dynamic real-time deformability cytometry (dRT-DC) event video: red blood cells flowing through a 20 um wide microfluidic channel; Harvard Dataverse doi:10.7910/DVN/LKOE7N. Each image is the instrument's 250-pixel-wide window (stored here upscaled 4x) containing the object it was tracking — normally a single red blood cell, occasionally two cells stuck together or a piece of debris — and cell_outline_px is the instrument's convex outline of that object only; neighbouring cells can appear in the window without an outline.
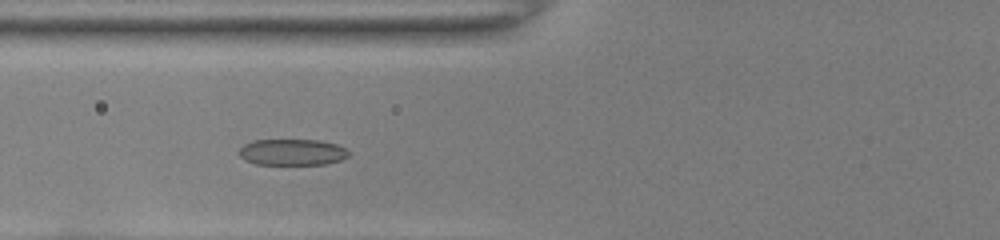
{"species": "common noctule bat (a hibernating species)", "species_latin": "Nyctalus noctula", "temperature_condition": "room temperature", "stored_images_in_passage": 44, "camera_frame_rate_fps": 3000, "um_per_image_px": 0.085, "animal": {"sex": "female", "body_mass_g": 22.0, "forearm_length_mm": 56.7}, "frame": {"image": 1, "passage_image": 14, "time_ms": 4.333, "image_size_px": [1000, 240], "cell_outline_px": [[348, 156], [340, 160], [324, 164], [256, 164], [244, 160], [236, 152], [244, 144], [252, 140], [320, 140], [336, 144], [348, 148]], "centroid_in_image_um": [24.81, 12.92], "position_along_channel_um": 101.0, "area_um2": 16.88}}
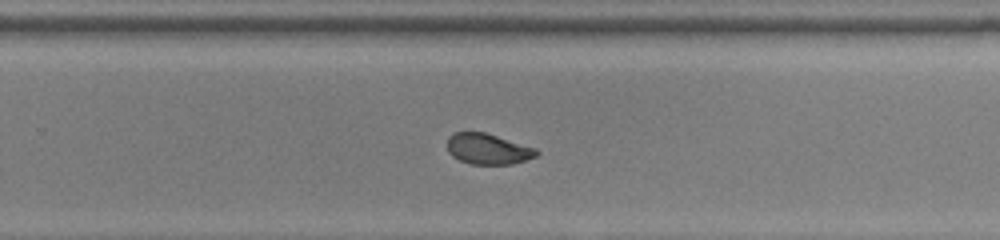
{"frame": {"image": 2, "passage_image": 28, "time_ms": 9.0, "image_size_px": [1000, 240], "cell_outline_px": [[540, 152], [536, 156], [512, 164], [468, 164], [452, 156], [448, 152], [448, 136], [452, 132], [484, 132], [536, 148]], "centroid_in_image_um": [41.45, 12.66], "position_along_channel_um": 288.3, "area_um2": 15.95}}
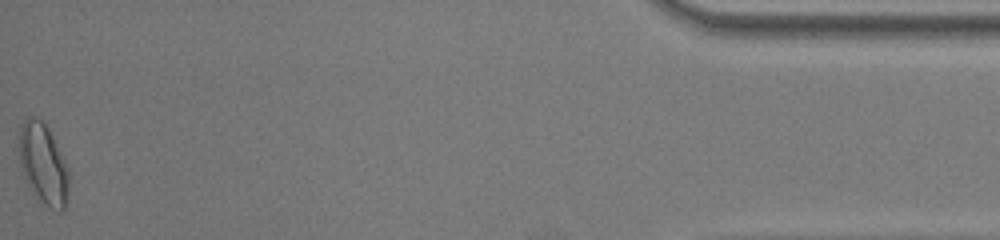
{"frame": {"image": 3, "passage_image": 44, "time_ms": 14.333, "image_size_px": [1000, 240], "cell_outline_px": [[68, 184], [64, 208], [60, 212], [48, 208], [36, 196], [28, 184], [20, 168], [16, 148], [16, 136], [20, 124], [28, 116], [40, 116], [48, 128], [68, 168]], "centroid_in_image_um": [3.59, 13.85], "position_along_channel_um": 431.6, "area_um2": 23.99}, "authors_computed_cell_mechanics": {"area_um2": 17.1377, "velocity_mm_per_s": 4.0274, "shape_relaxation_time_tau1_ms": 10.5751, "shape_relaxation_time_tau2_ms": 1.0557, "deformation_change_tau1": 0.2698, "deformation_change_tau2": 0.064}}